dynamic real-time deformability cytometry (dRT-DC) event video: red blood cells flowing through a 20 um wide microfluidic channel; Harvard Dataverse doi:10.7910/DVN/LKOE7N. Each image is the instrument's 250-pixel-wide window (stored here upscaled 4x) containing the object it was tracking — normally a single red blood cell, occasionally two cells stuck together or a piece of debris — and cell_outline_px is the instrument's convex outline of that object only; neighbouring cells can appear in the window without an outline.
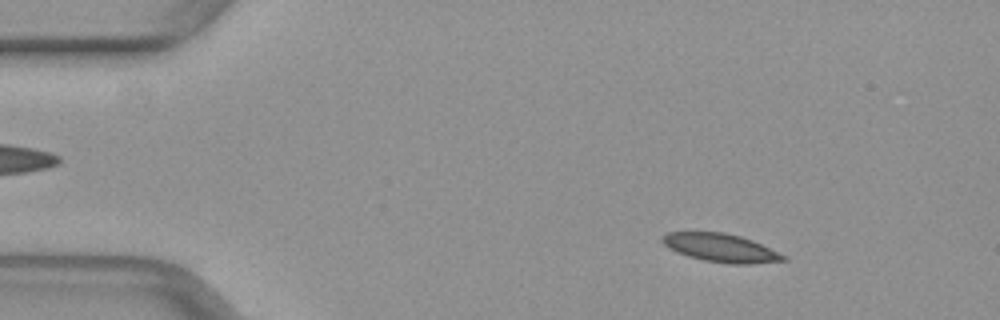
{"species": "common noctule bat (a hibernating species)", "species_latin": "Nyctalus noctula", "temperature_condition": "warm", "stored_images_in_passage": 49, "camera_frame_rate_fps": 3000, "um_per_image_px": 0.085, "animal": {"sex": "female", "body_mass_g": 29.2, "forearm_length_mm": 56.3}, "frame": {"image": 1, "passage_image": 6, "time_ms": 1.667, "image_size_px": [1000, 320], "cell_outline_px": [[788, 260], [752, 264], [728, 264], [704, 260], [688, 256], [676, 252], [668, 248], [660, 240], [660, 236], [668, 232], [724, 232], [740, 236], [752, 240], [788, 256]], "centroid_in_image_um": [61.26, 21.07], "position_along_channel_um": 23.7, "area_um2": 20.17}}
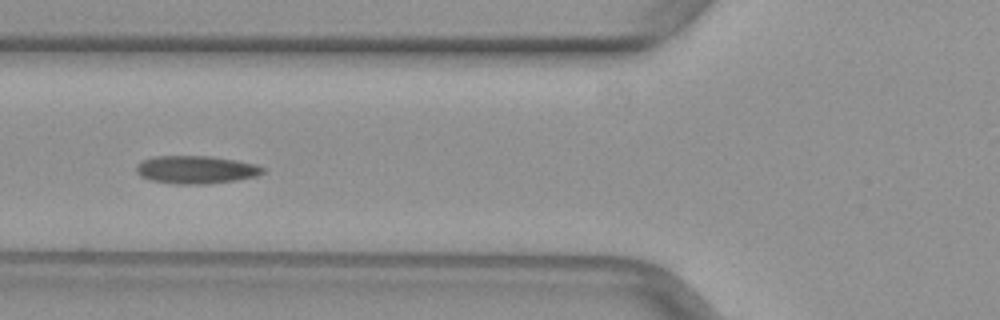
{"frame": {"image": 2, "passage_image": 18, "time_ms": 5.667, "image_size_px": [1000, 320], "cell_outline_px": [[264, 172], [256, 176], [236, 180], [208, 184], [176, 184], [148, 180], [140, 176], [136, 172], [136, 164], [152, 156], [208, 156], [236, 160], [256, 164], [264, 168]], "centroid_in_image_um": [16.63, 14.42], "position_along_channel_um": 109.2, "area_um2": 20.69}}
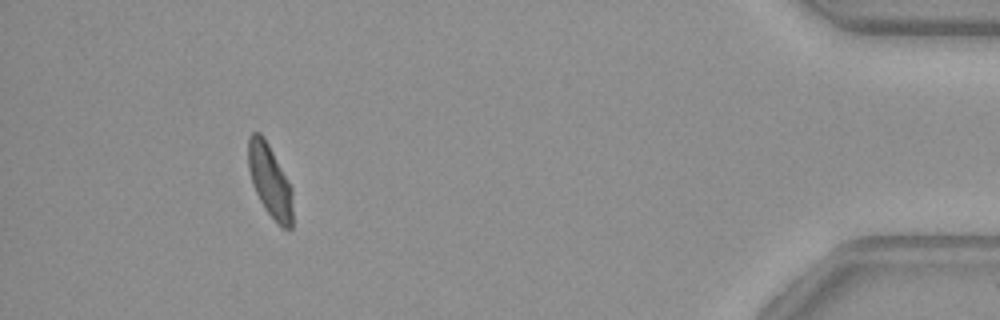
{"frame": {"image": 3, "passage_image": 45, "time_ms": 14.667, "image_size_px": [1000, 320], "cell_outline_px": [[292, 228], [280, 228], [264, 208], [252, 184], [248, 168], [248, 136], [252, 132], [260, 132], [264, 136], [288, 180], [292, 188]], "centroid_in_image_um": [22.93, 15.37], "position_along_channel_um": 412.3, "area_um2": 18.96}}